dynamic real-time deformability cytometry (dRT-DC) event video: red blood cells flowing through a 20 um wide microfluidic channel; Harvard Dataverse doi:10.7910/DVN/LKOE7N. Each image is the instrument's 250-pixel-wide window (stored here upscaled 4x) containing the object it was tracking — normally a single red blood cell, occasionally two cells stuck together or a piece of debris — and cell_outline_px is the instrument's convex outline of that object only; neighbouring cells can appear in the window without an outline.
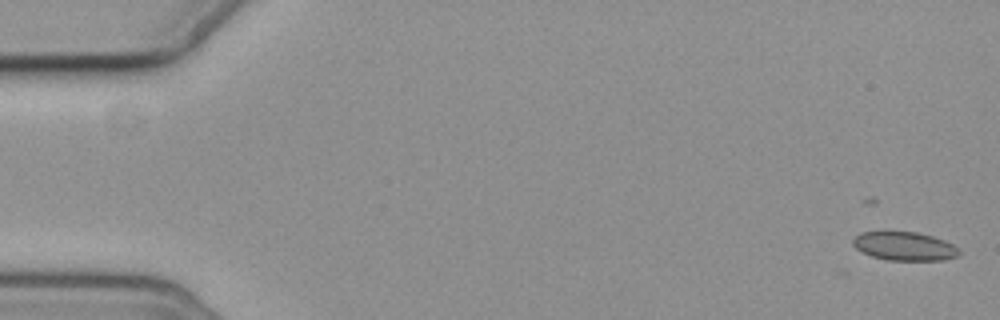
{"species": "common noctule bat (a hibernating species)", "species_latin": "Nyctalus noctula", "temperature_condition": "cold", "stored_images_in_passage": 11, "camera_frame_rate_fps": 3000, "um_per_image_px": 0.085, "animal": {"sex": "female", "body_mass_g": 19.3, "forearm_length_mm": 54.1}, "frame": {"image": 1, "passage_image": 1, "time_ms": 0.0, "image_size_px": [1000, 320], "cell_outline_px": [[960, 256], [944, 260], [888, 260], [872, 256], [856, 248], [852, 244], [852, 240], [860, 232], [916, 232], [932, 236], [944, 240], [952, 244], [960, 252]], "centroid_in_image_um": [76.89, 20.93], "position_along_channel_um": 8.1, "area_um2": 17.57}}
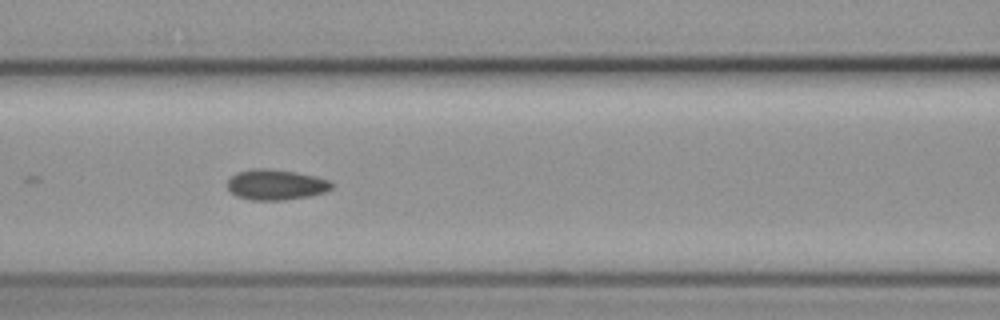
{"frame": {"image": 2, "passage_image": 7, "time_ms": 8.0, "image_size_px": [1000, 320], "cell_outline_px": [[332, 188], [328, 192], [308, 196], [284, 200], [252, 200], [236, 196], [228, 188], [228, 180], [236, 172], [252, 168], [264, 168], [296, 172], [316, 176], [328, 180], [332, 184]], "centroid_in_image_um": [23.45, 15.69], "position_along_channel_um": 143.1, "area_um2": 18.55}}
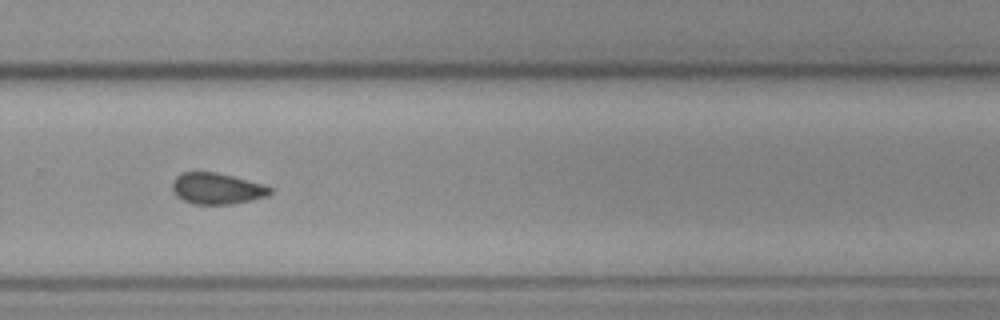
{"frame": {"image": 3, "passage_image": 11, "time_ms": 12.667, "image_size_px": [1000, 320], "cell_outline_px": [[272, 192], [268, 196], [232, 204], [192, 204], [176, 196], [172, 188], [172, 180], [180, 172], [216, 172], [264, 184], [272, 188]], "centroid_in_image_um": [18.42, 16.02], "position_along_channel_um": 311.4, "area_um2": 17.86}}